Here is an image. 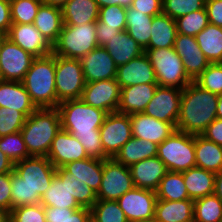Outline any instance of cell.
<instances>
[{
  "label": "cell",
  "mask_w": 222,
  "mask_h": 222,
  "mask_svg": "<svg viewBox=\"0 0 222 222\" xmlns=\"http://www.w3.org/2000/svg\"><path fill=\"white\" fill-rule=\"evenodd\" d=\"M177 35L176 22L161 13L153 16L149 44L145 49L172 48Z\"/></svg>",
  "instance_id": "4dcf8cb0"
},
{
  "label": "cell",
  "mask_w": 222,
  "mask_h": 222,
  "mask_svg": "<svg viewBox=\"0 0 222 222\" xmlns=\"http://www.w3.org/2000/svg\"><path fill=\"white\" fill-rule=\"evenodd\" d=\"M97 200V193L89 185L56 168L51 185L41 196L40 203L48 207L91 209Z\"/></svg>",
  "instance_id": "3957f363"
},
{
  "label": "cell",
  "mask_w": 222,
  "mask_h": 222,
  "mask_svg": "<svg viewBox=\"0 0 222 222\" xmlns=\"http://www.w3.org/2000/svg\"><path fill=\"white\" fill-rule=\"evenodd\" d=\"M181 97L182 89L158 85L144 113L160 121L171 123L176 128Z\"/></svg>",
  "instance_id": "5bb4252c"
},
{
  "label": "cell",
  "mask_w": 222,
  "mask_h": 222,
  "mask_svg": "<svg viewBox=\"0 0 222 222\" xmlns=\"http://www.w3.org/2000/svg\"><path fill=\"white\" fill-rule=\"evenodd\" d=\"M218 95L201 88L194 81L182 89L176 130L201 135L215 120Z\"/></svg>",
  "instance_id": "7a4b0ae2"
},
{
  "label": "cell",
  "mask_w": 222,
  "mask_h": 222,
  "mask_svg": "<svg viewBox=\"0 0 222 222\" xmlns=\"http://www.w3.org/2000/svg\"><path fill=\"white\" fill-rule=\"evenodd\" d=\"M60 129L61 119L58 109L40 108L26 118L20 132L31 156L47 157L53 139Z\"/></svg>",
  "instance_id": "277c9868"
},
{
  "label": "cell",
  "mask_w": 222,
  "mask_h": 222,
  "mask_svg": "<svg viewBox=\"0 0 222 222\" xmlns=\"http://www.w3.org/2000/svg\"><path fill=\"white\" fill-rule=\"evenodd\" d=\"M159 86L185 88L192 80L185 72L181 57L172 48L144 49Z\"/></svg>",
  "instance_id": "9c48e42d"
},
{
  "label": "cell",
  "mask_w": 222,
  "mask_h": 222,
  "mask_svg": "<svg viewBox=\"0 0 222 222\" xmlns=\"http://www.w3.org/2000/svg\"><path fill=\"white\" fill-rule=\"evenodd\" d=\"M7 222H14V221L11 218H9Z\"/></svg>",
  "instance_id": "003e7915"
},
{
  "label": "cell",
  "mask_w": 222,
  "mask_h": 222,
  "mask_svg": "<svg viewBox=\"0 0 222 222\" xmlns=\"http://www.w3.org/2000/svg\"><path fill=\"white\" fill-rule=\"evenodd\" d=\"M11 198L12 209L29 205V187L15 171L11 172Z\"/></svg>",
  "instance_id": "681fc988"
},
{
  "label": "cell",
  "mask_w": 222,
  "mask_h": 222,
  "mask_svg": "<svg viewBox=\"0 0 222 222\" xmlns=\"http://www.w3.org/2000/svg\"><path fill=\"white\" fill-rule=\"evenodd\" d=\"M26 117L12 108L0 107V137L20 132Z\"/></svg>",
  "instance_id": "bcb514c9"
},
{
  "label": "cell",
  "mask_w": 222,
  "mask_h": 222,
  "mask_svg": "<svg viewBox=\"0 0 222 222\" xmlns=\"http://www.w3.org/2000/svg\"><path fill=\"white\" fill-rule=\"evenodd\" d=\"M22 83L37 109L57 108L55 55L36 57Z\"/></svg>",
  "instance_id": "5b68a950"
},
{
  "label": "cell",
  "mask_w": 222,
  "mask_h": 222,
  "mask_svg": "<svg viewBox=\"0 0 222 222\" xmlns=\"http://www.w3.org/2000/svg\"><path fill=\"white\" fill-rule=\"evenodd\" d=\"M196 166L217 173L222 170V146L195 135Z\"/></svg>",
  "instance_id": "836d02e7"
},
{
  "label": "cell",
  "mask_w": 222,
  "mask_h": 222,
  "mask_svg": "<svg viewBox=\"0 0 222 222\" xmlns=\"http://www.w3.org/2000/svg\"><path fill=\"white\" fill-rule=\"evenodd\" d=\"M119 32L117 27H110L99 19L96 21V39L99 47H104Z\"/></svg>",
  "instance_id": "f5cc1de1"
},
{
  "label": "cell",
  "mask_w": 222,
  "mask_h": 222,
  "mask_svg": "<svg viewBox=\"0 0 222 222\" xmlns=\"http://www.w3.org/2000/svg\"><path fill=\"white\" fill-rule=\"evenodd\" d=\"M0 107L20 111L26 118L37 108L22 82L0 80Z\"/></svg>",
  "instance_id": "d4e9b609"
},
{
  "label": "cell",
  "mask_w": 222,
  "mask_h": 222,
  "mask_svg": "<svg viewBox=\"0 0 222 222\" xmlns=\"http://www.w3.org/2000/svg\"><path fill=\"white\" fill-rule=\"evenodd\" d=\"M116 201L128 222L154 219L156 191L134 187Z\"/></svg>",
  "instance_id": "2e32d148"
},
{
  "label": "cell",
  "mask_w": 222,
  "mask_h": 222,
  "mask_svg": "<svg viewBox=\"0 0 222 222\" xmlns=\"http://www.w3.org/2000/svg\"><path fill=\"white\" fill-rule=\"evenodd\" d=\"M0 150L14 163L30 157L21 132L0 137Z\"/></svg>",
  "instance_id": "7bdbcfd3"
},
{
  "label": "cell",
  "mask_w": 222,
  "mask_h": 222,
  "mask_svg": "<svg viewBox=\"0 0 222 222\" xmlns=\"http://www.w3.org/2000/svg\"><path fill=\"white\" fill-rule=\"evenodd\" d=\"M131 7L148 16L163 13L162 0H133Z\"/></svg>",
  "instance_id": "816d5d0a"
},
{
  "label": "cell",
  "mask_w": 222,
  "mask_h": 222,
  "mask_svg": "<svg viewBox=\"0 0 222 222\" xmlns=\"http://www.w3.org/2000/svg\"><path fill=\"white\" fill-rule=\"evenodd\" d=\"M157 199L179 201L190 199L182 172L168 171L156 190Z\"/></svg>",
  "instance_id": "8d00e7d4"
},
{
  "label": "cell",
  "mask_w": 222,
  "mask_h": 222,
  "mask_svg": "<svg viewBox=\"0 0 222 222\" xmlns=\"http://www.w3.org/2000/svg\"><path fill=\"white\" fill-rule=\"evenodd\" d=\"M79 61L86 83L116 78L118 67L104 47H96Z\"/></svg>",
  "instance_id": "ac0fdd59"
},
{
  "label": "cell",
  "mask_w": 222,
  "mask_h": 222,
  "mask_svg": "<svg viewBox=\"0 0 222 222\" xmlns=\"http://www.w3.org/2000/svg\"><path fill=\"white\" fill-rule=\"evenodd\" d=\"M130 122L133 137L158 145L176 130L171 123L150 117L144 112L130 115Z\"/></svg>",
  "instance_id": "44dd1931"
},
{
  "label": "cell",
  "mask_w": 222,
  "mask_h": 222,
  "mask_svg": "<svg viewBox=\"0 0 222 222\" xmlns=\"http://www.w3.org/2000/svg\"><path fill=\"white\" fill-rule=\"evenodd\" d=\"M41 4V0H10L12 23H33Z\"/></svg>",
  "instance_id": "b9f144b4"
},
{
  "label": "cell",
  "mask_w": 222,
  "mask_h": 222,
  "mask_svg": "<svg viewBox=\"0 0 222 222\" xmlns=\"http://www.w3.org/2000/svg\"><path fill=\"white\" fill-rule=\"evenodd\" d=\"M206 0H162L163 13L174 20L205 8Z\"/></svg>",
  "instance_id": "f6af8a7d"
},
{
  "label": "cell",
  "mask_w": 222,
  "mask_h": 222,
  "mask_svg": "<svg viewBox=\"0 0 222 222\" xmlns=\"http://www.w3.org/2000/svg\"><path fill=\"white\" fill-rule=\"evenodd\" d=\"M118 66L128 63L142 55L145 51L127 32L120 31L115 34L108 44L104 46Z\"/></svg>",
  "instance_id": "f546056e"
},
{
  "label": "cell",
  "mask_w": 222,
  "mask_h": 222,
  "mask_svg": "<svg viewBox=\"0 0 222 222\" xmlns=\"http://www.w3.org/2000/svg\"><path fill=\"white\" fill-rule=\"evenodd\" d=\"M130 222H155L154 219L150 220H138V221H130Z\"/></svg>",
  "instance_id": "e7e4bbea"
},
{
  "label": "cell",
  "mask_w": 222,
  "mask_h": 222,
  "mask_svg": "<svg viewBox=\"0 0 222 222\" xmlns=\"http://www.w3.org/2000/svg\"><path fill=\"white\" fill-rule=\"evenodd\" d=\"M0 208L11 211V172L0 174Z\"/></svg>",
  "instance_id": "f907efd6"
},
{
  "label": "cell",
  "mask_w": 222,
  "mask_h": 222,
  "mask_svg": "<svg viewBox=\"0 0 222 222\" xmlns=\"http://www.w3.org/2000/svg\"><path fill=\"white\" fill-rule=\"evenodd\" d=\"M61 129L73 134L83 145L88 157L105 160L100 138V127L107 113L94 108L81 99L66 100L57 106Z\"/></svg>",
  "instance_id": "6da1fadb"
},
{
  "label": "cell",
  "mask_w": 222,
  "mask_h": 222,
  "mask_svg": "<svg viewBox=\"0 0 222 222\" xmlns=\"http://www.w3.org/2000/svg\"><path fill=\"white\" fill-rule=\"evenodd\" d=\"M99 8L109 5H119L124 8H129L133 0H95Z\"/></svg>",
  "instance_id": "680465c9"
},
{
  "label": "cell",
  "mask_w": 222,
  "mask_h": 222,
  "mask_svg": "<svg viewBox=\"0 0 222 222\" xmlns=\"http://www.w3.org/2000/svg\"><path fill=\"white\" fill-rule=\"evenodd\" d=\"M178 34L195 37L208 24V15L206 8L188 13L175 19Z\"/></svg>",
  "instance_id": "60d3db41"
},
{
  "label": "cell",
  "mask_w": 222,
  "mask_h": 222,
  "mask_svg": "<svg viewBox=\"0 0 222 222\" xmlns=\"http://www.w3.org/2000/svg\"><path fill=\"white\" fill-rule=\"evenodd\" d=\"M115 79L121 88L136 84L157 83L154 68L145 52L128 63L118 66Z\"/></svg>",
  "instance_id": "7402d4cb"
},
{
  "label": "cell",
  "mask_w": 222,
  "mask_h": 222,
  "mask_svg": "<svg viewBox=\"0 0 222 222\" xmlns=\"http://www.w3.org/2000/svg\"><path fill=\"white\" fill-rule=\"evenodd\" d=\"M99 20L110 27L126 30V8L119 5H109L99 8Z\"/></svg>",
  "instance_id": "c3c4849f"
},
{
  "label": "cell",
  "mask_w": 222,
  "mask_h": 222,
  "mask_svg": "<svg viewBox=\"0 0 222 222\" xmlns=\"http://www.w3.org/2000/svg\"><path fill=\"white\" fill-rule=\"evenodd\" d=\"M152 20L153 16H148L132 7L126 8V32L143 49L149 44Z\"/></svg>",
  "instance_id": "d590c367"
},
{
  "label": "cell",
  "mask_w": 222,
  "mask_h": 222,
  "mask_svg": "<svg viewBox=\"0 0 222 222\" xmlns=\"http://www.w3.org/2000/svg\"><path fill=\"white\" fill-rule=\"evenodd\" d=\"M157 149L158 144L154 142L132 137L121 147L114 159L130 167L139 161L157 156Z\"/></svg>",
  "instance_id": "d6a6232c"
},
{
  "label": "cell",
  "mask_w": 222,
  "mask_h": 222,
  "mask_svg": "<svg viewBox=\"0 0 222 222\" xmlns=\"http://www.w3.org/2000/svg\"><path fill=\"white\" fill-rule=\"evenodd\" d=\"M182 174L190 199L195 200L214 193V172L195 166Z\"/></svg>",
  "instance_id": "1f68e13d"
},
{
  "label": "cell",
  "mask_w": 222,
  "mask_h": 222,
  "mask_svg": "<svg viewBox=\"0 0 222 222\" xmlns=\"http://www.w3.org/2000/svg\"><path fill=\"white\" fill-rule=\"evenodd\" d=\"M14 171V162L0 150V174Z\"/></svg>",
  "instance_id": "6f0895ef"
},
{
  "label": "cell",
  "mask_w": 222,
  "mask_h": 222,
  "mask_svg": "<svg viewBox=\"0 0 222 222\" xmlns=\"http://www.w3.org/2000/svg\"><path fill=\"white\" fill-rule=\"evenodd\" d=\"M35 58L5 36L0 49V80L22 82Z\"/></svg>",
  "instance_id": "7c38bea8"
},
{
  "label": "cell",
  "mask_w": 222,
  "mask_h": 222,
  "mask_svg": "<svg viewBox=\"0 0 222 222\" xmlns=\"http://www.w3.org/2000/svg\"><path fill=\"white\" fill-rule=\"evenodd\" d=\"M136 188L156 191L160 181L168 172L166 165L157 157L139 161L129 167Z\"/></svg>",
  "instance_id": "603a6c76"
},
{
  "label": "cell",
  "mask_w": 222,
  "mask_h": 222,
  "mask_svg": "<svg viewBox=\"0 0 222 222\" xmlns=\"http://www.w3.org/2000/svg\"><path fill=\"white\" fill-rule=\"evenodd\" d=\"M157 157L168 171L184 172L195 167V135L175 130L158 145Z\"/></svg>",
  "instance_id": "52a82bcc"
},
{
  "label": "cell",
  "mask_w": 222,
  "mask_h": 222,
  "mask_svg": "<svg viewBox=\"0 0 222 222\" xmlns=\"http://www.w3.org/2000/svg\"><path fill=\"white\" fill-rule=\"evenodd\" d=\"M214 194L222 201V170L215 173Z\"/></svg>",
  "instance_id": "91938a15"
},
{
  "label": "cell",
  "mask_w": 222,
  "mask_h": 222,
  "mask_svg": "<svg viewBox=\"0 0 222 222\" xmlns=\"http://www.w3.org/2000/svg\"><path fill=\"white\" fill-rule=\"evenodd\" d=\"M10 218L14 222H46L44 206L41 203L14 207L10 211Z\"/></svg>",
  "instance_id": "7dc6e473"
},
{
  "label": "cell",
  "mask_w": 222,
  "mask_h": 222,
  "mask_svg": "<svg viewBox=\"0 0 222 222\" xmlns=\"http://www.w3.org/2000/svg\"><path fill=\"white\" fill-rule=\"evenodd\" d=\"M205 8L209 23L222 28V0H206Z\"/></svg>",
  "instance_id": "db71d44e"
},
{
  "label": "cell",
  "mask_w": 222,
  "mask_h": 222,
  "mask_svg": "<svg viewBox=\"0 0 222 222\" xmlns=\"http://www.w3.org/2000/svg\"><path fill=\"white\" fill-rule=\"evenodd\" d=\"M129 167L117 162L114 158L103 160V175L98 200H117L134 188Z\"/></svg>",
  "instance_id": "8fae6325"
},
{
  "label": "cell",
  "mask_w": 222,
  "mask_h": 222,
  "mask_svg": "<svg viewBox=\"0 0 222 222\" xmlns=\"http://www.w3.org/2000/svg\"><path fill=\"white\" fill-rule=\"evenodd\" d=\"M61 9L64 25H82L99 19L95 0H68Z\"/></svg>",
  "instance_id": "f1b7e54d"
},
{
  "label": "cell",
  "mask_w": 222,
  "mask_h": 222,
  "mask_svg": "<svg viewBox=\"0 0 222 222\" xmlns=\"http://www.w3.org/2000/svg\"><path fill=\"white\" fill-rule=\"evenodd\" d=\"M174 49L181 57L185 72L192 81H194L210 64L202 53L195 37L177 33Z\"/></svg>",
  "instance_id": "ffe728a7"
},
{
  "label": "cell",
  "mask_w": 222,
  "mask_h": 222,
  "mask_svg": "<svg viewBox=\"0 0 222 222\" xmlns=\"http://www.w3.org/2000/svg\"><path fill=\"white\" fill-rule=\"evenodd\" d=\"M216 117L222 119V94L218 95V102L216 108Z\"/></svg>",
  "instance_id": "6125c7cd"
},
{
  "label": "cell",
  "mask_w": 222,
  "mask_h": 222,
  "mask_svg": "<svg viewBox=\"0 0 222 222\" xmlns=\"http://www.w3.org/2000/svg\"><path fill=\"white\" fill-rule=\"evenodd\" d=\"M90 210L91 222H128L115 200H97Z\"/></svg>",
  "instance_id": "ab89813d"
},
{
  "label": "cell",
  "mask_w": 222,
  "mask_h": 222,
  "mask_svg": "<svg viewBox=\"0 0 222 222\" xmlns=\"http://www.w3.org/2000/svg\"><path fill=\"white\" fill-rule=\"evenodd\" d=\"M61 169L67 174L72 175V178L86 183L98 193L103 175V160L88 157L72 161L64 165Z\"/></svg>",
  "instance_id": "484cf974"
},
{
  "label": "cell",
  "mask_w": 222,
  "mask_h": 222,
  "mask_svg": "<svg viewBox=\"0 0 222 222\" xmlns=\"http://www.w3.org/2000/svg\"><path fill=\"white\" fill-rule=\"evenodd\" d=\"M155 222H194V200L169 201L157 199Z\"/></svg>",
  "instance_id": "4316f807"
},
{
  "label": "cell",
  "mask_w": 222,
  "mask_h": 222,
  "mask_svg": "<svg viewBox=\"0 0 222 222\" xmlns=\"http://www.w3.org/2000/svg\"><path fill=\"white\" fill-rule=\"evenodd\" d=\"M201 135L207 140L222 146V119L216 118L213 120Z\"/></svg>",
  "instance_id": "11a10c76"
},
{
  "label": "cell",
  "mask_w": 222,
  "mask_h": 222,
  "mask_svg": "<svg viewBox=\"0 0 222 222\" xmlns=\"http://www.w3.org/2000/svg\"><path fill=\"white\" fill-rule=\"evenodd\" d=\"M10 218V211L0 208V222H7Z\"/></svg>",
  "instance_id": "be15d7a7"
},
{
  "label": "cell",
  "mask_w": 222,
  "mask_h": 222,
  "mask_svg": "<svg viewBox=\"0 0 222 222\" xmlns=\"http://www.w3.org/2000/svg\"><path fill=\"white\" fill-rule=\"evenodd\" d=\"M46 222H91L89 208H60L44 206Z\"/></svg>",
  "instance_id": "f35d334b"
},
{
  "label": "cell",
  "mask_w": 222,
  "mask_h": 222,
  "mask_svg": "<svg viewBox=\"0 0 222 222\" xmlns=\"http://www.w3.org/2000/svg\"><path fill=\"white\" fill-rule=\"evenodd\" d=\"M157 87V83H144L121 88L117 112L127 115L144 112Z\"/></svg>",
  "instance_id": "cb8c5ba5"
},
{
  "label": "cell",
  "mask_w": 222,
  "mask_h": 222,
  "mask_svg": "<svg viewBox=\"0 0 222 222\" xmlns=\"http://www.w3.org/2000/svg\"><path fill=\"white\" fill-rule=\"evenodd\" d=\"M121 95L120 84L113 79L85 83L81 100L108 113L117 112Z\"/></svg>",
  "instance_id": "9a60e30c"
},
{
  "label": "cell",
  "mask_w": 222,
  "mask_h": 222,
  "mask_svg": "<svg viewBox=\"0 0 222 222\" xmlns=\"http://www.w3.org/2000/svg\"><path fill=\"white\" fill-rule=\"evenodd\" d=\"M195 39L210 63H222V28L209 23Z\"/></svg>",
  "instance_id": "e575fe53"
},
{
  "label": "cell",
  "mask_w": 222,
  "mask_h": 222,
  "mask_svg": "<svg viewBox=\"0 0 222 222\" xmlns=\"http://www.w3.org/2000/svg\"><path fill=\"white\" fill-rule=\"evenodd\" d=\"M33 25L53 45L59 37L64 25L62 9L42 3L34 19Z\"/></svg>",
  "instance_id": "83f0119b"
},
{
  "label": "cell",
  "mask_w": 222,
  "mask_h": 222,
  "mask_svg": "<svg viewBox=\"0 0 222 222\" xmlns=\"http://www.w3.org/2000/svg\"><path fill=\"white\" fill-rule=\"evenodd\" d=\"M47 158L55 168H62L72 161L88 158V155L73 134L60 129L53 139Z\"/></svg>",
  "instance_id": "d6986e66"
},
{
  "label": "cell",
  "mask_w": 222,
  "mask_h": 222,
  "mask_svg": "<svg viewBox=\"0 0 222 222\" xmlns=\"http://www.w3.org/2000/svg\"><path fill=\"white\" fill-rule=\"evenodd\" d=\"M11 25L10 0H0V34L6 35Z\"/></svg>",
  "instance_id": "9f6ffc18"
},
{
  "label": "cell",
  "mask_w": 222,
  "mask_h": 222,
  "mask_svg": "<svg viewBox=\"0 0 222 222\" xmlns=\"http://www.w3.org/2000/svg\"><path fill=\"white\" fill-rule=\"evenodd\" d=\"M130 115L108 113L100 127V138L104 154L114 158L121 147L132 138Z\"/></svg>",
  "instance_id": "4fadbf2b"
},
{
  "label": "cell",
  "mask_w": 222,
  "mask_h": 222,
  "mask_svg": "<svg viewBox=\"0 0 222 222\" xmlns=\"http://www.w3.org/2000/svg\"><path fill=\"white\" fill-rule=\"evenodd\" d=\"M14 171L29 187V205L40 204L41 196L48 190L56 168L45 156H30L14 163Z\"/></svg>",
  "instance_id": "ba28073f"
},
{
  "label": "cell",
  "mask_w": 222,
  "mask_h": 222,
  "mask_svg": "<svg viewBox=\"0 0 222 222\" xmlns=\"http://www.w3.org/2000/svg\"><path fill=\"white\" fill-rule=\"evenodd\" d=\"M96 47V22L63 25L58 40L52 45V53L60 57L80 59Z\"/></svg>",
  "instance_id": "8992f818"
},
{
  "label": "cell",
  "mask_w": 222,
  "mask_h": 222,
  "mask_svg": "<svg viewBox=\"0 0 222 222\" xmlns=\"http://www.w3.org/2000/svg\"><path fill=\"white\" fill-rule=\"evenodd\" d=\"M6 35L0 34V49H1V44H2V40Z\"/></svg>",
  "instance_id": "03108f58"
},
{
  "label": "cell",
  "mask_w": 222,
  "mask_h": 222,
  "mask_svg": "<svg viewBox=\"0 0 222 222\" xmlns=\"http://www.w3.org/2000/svg\"><path fill=\"white\" fill-rule=\"evenodd\" d=\"M85 83L79 59L55 55L57 106L66 100L80 99Z\"/></svg>",
  "instance_id": "30bf717a"
},
{
  "label": "cell",
  "mask_w": 222,
  "mask_h": 222,
  "mask_svg": "<svg viewBox=\"0 0 222 222\" xmlns=\"http://www.w3.org/2000/svg\"><path fill=\"white\" fill-rule=\"evenodd\" d=\"M222 201L213 193L194 200V222H221Z\"/></svg>",
  "instance_id": "74e56055"
},
{
  "label": "cell",
  "mask_w": 222,
  "mask_h": 222,
  "mask_svg": "<svg viewBox=\"0 0 222 222\" xmlns=\"http://www.w3.org/2000/svg\"><path fill=\"white\" fill-rule=\"evenodd\" d=\"M6 37L35 57H44L52 54V45L33 23H12Z\"/></svg>",
  "instance_id": "e0dca14e"
},
{
  "label": "cell",
  "mask_w": 222,
  "mask_h": 222,
  "mask_svg": "<svg viewBox=\"0 0 222 222\" xmlns=\"http://www.w3.org/2000/svg\"><path fill=\"white\" fill-rule=\"evenodd\" d=\"M201 88L213 94H222V63H210L194 80Z\"/></svg>",
  "instance_id": "ee69618b"
},
{
  "label": "cell",
  "mask_w": 222,
  "mask_h": 222,
  "mask_svg": "<svg viewBox=\"0 0 222 222\" xmlns=\"http://www.w3.org/2000/svg\"><path fill=\"white\" fill-rule=\"evenodd\" d=\"M42 3L62 8L68 0H41Z\"/></svg>",
  "instance_id": "94428289"
}]
</instances>
